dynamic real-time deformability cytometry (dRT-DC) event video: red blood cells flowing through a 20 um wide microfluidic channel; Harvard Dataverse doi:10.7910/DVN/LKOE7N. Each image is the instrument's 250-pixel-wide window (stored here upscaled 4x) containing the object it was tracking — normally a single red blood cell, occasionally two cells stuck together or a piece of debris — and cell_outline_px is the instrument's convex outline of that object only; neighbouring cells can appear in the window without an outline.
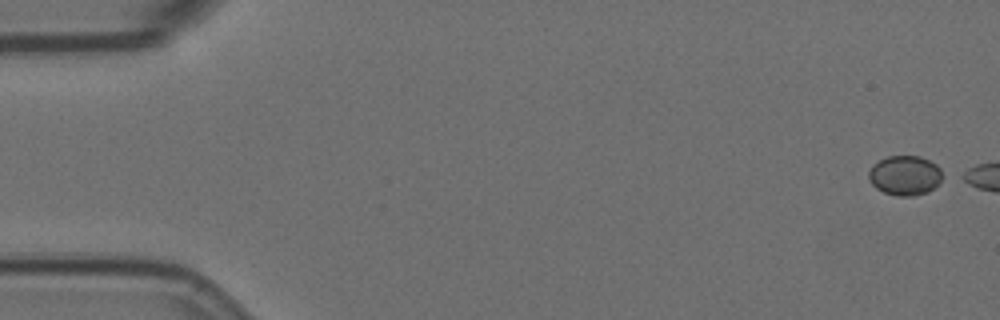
{"species": "Egyptian fruit bat (a non-hibernating species)", "species_latin": "Rousettus aegyptiacus", "temperature_condition": "room temperature", "stored_images_in_passage": 5, "camera_frame_rate_fps": 3000, "um_per_image_px": 0.085, "animal": {"sex": "female"}, "frame": {"image": 1, "passage_image": 1, "time_ms": 0.0, "image_size_px": [1000, 320], "cell_outline_px": [[948, 176], [928, 192], [912, 196], [896, 196], [884, 192], [876, 188], [872, 184], [868, 176], [868, 172], [872, 164], [888, 156], [920, 156], [936, 164]], "centroid_in_image_um": [76.97, 14.91], "position_along_channel_um": 8.0, "area_um2": 17.4}}